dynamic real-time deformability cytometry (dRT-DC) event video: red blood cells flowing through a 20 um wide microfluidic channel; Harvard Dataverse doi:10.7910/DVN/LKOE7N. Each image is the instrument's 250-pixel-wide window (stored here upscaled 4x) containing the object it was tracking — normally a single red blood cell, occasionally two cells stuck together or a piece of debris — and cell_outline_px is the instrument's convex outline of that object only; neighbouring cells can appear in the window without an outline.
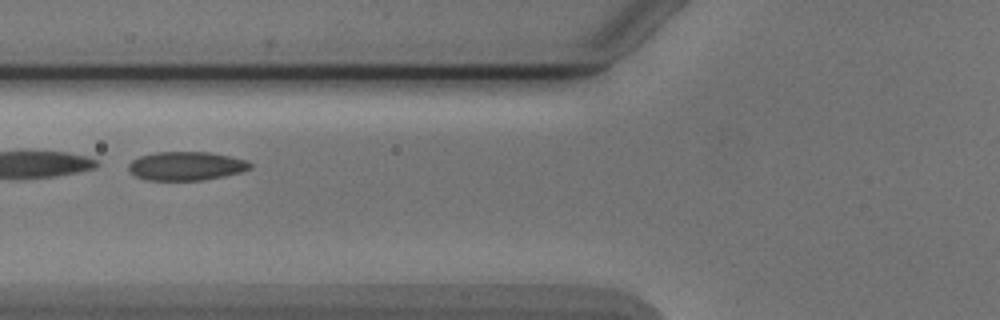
{"species": "Egyptian fruit bat (a non-hibernating species)", "species_latin": "Rousettus aegyptiacus", "temperature_condition": "cold", "stored_images_in_passage": 9, "camera_frame_rate_fps": 3000, "um_per_image_px": 0.085, "animal": {"sex": "male"}, "frame": {"image": 1, "passage_image": 6, "time_ms": 7.0, "image_size_px": [1000, 320], "cell_outline_px": [[252, 168], [240, 172], [224, 176], [204, 180], [144, 180], [136, 176], [128, 168], [128, 164], [132, 160], [140, 156], [156, 152], [208, 152], [248, 160], [252, 164]], "centroid_in_image_um": [15.83, 14.11], "position_along_channel_um": 110.0, "area_um2": 20.35}}
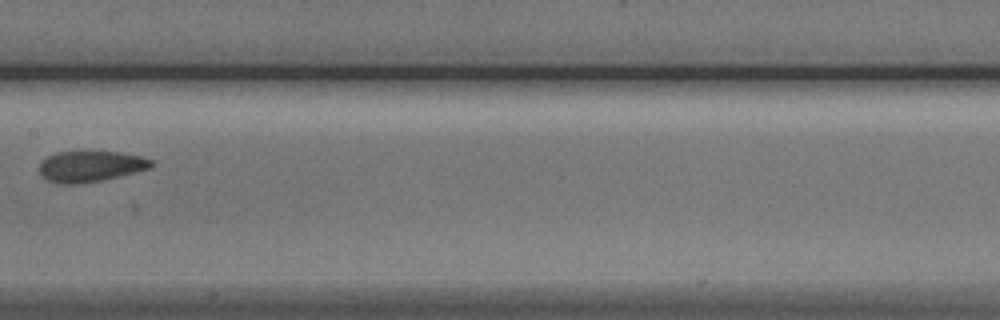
{"frame": {"image": 2, "passage_image": 8, "time_ms": 9.333, "image_size_px": [1000, 320], "cell_outline_px": [[152, 168], [104, 180], [80, 184], [60, 184], [48, 180], [40, 176], [40, 160], [56, 152], [84, 148], [120, 152], [140, 156], [152, 160]], "centroid_in_image_um": [7.66, 14.09], "position_along_channel_um": 199.7, "area_um2": 21.21}}
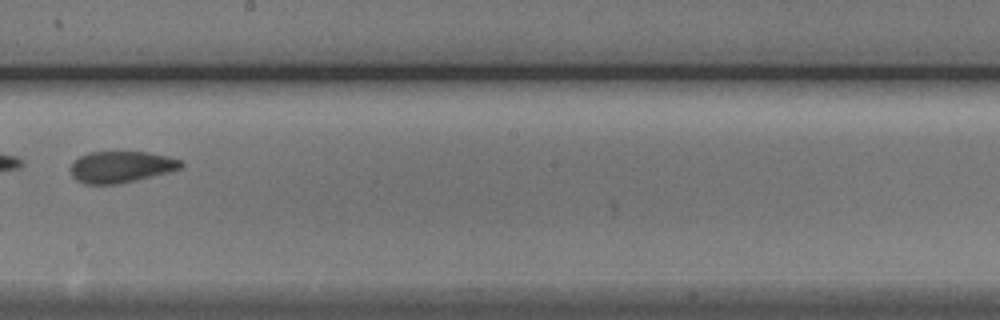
{"frame": {"image": 3, "passage_image": 9, "time_ms": 10.333, "image_size_px": [1000, 320], "cell_outline_px": [[184, 164], [180, 168], [168, 172], [136, 180], [116, 184], [84, 184], [76, 180], [72, 176], [68, 168], [80, 156], [88, 152], [148, 152], [168, 156], [180, 160]], "centroid_in_image_um": [10.25, 14.18], "position_along_channel_um": 237.9, "area_um2": 20.23}}